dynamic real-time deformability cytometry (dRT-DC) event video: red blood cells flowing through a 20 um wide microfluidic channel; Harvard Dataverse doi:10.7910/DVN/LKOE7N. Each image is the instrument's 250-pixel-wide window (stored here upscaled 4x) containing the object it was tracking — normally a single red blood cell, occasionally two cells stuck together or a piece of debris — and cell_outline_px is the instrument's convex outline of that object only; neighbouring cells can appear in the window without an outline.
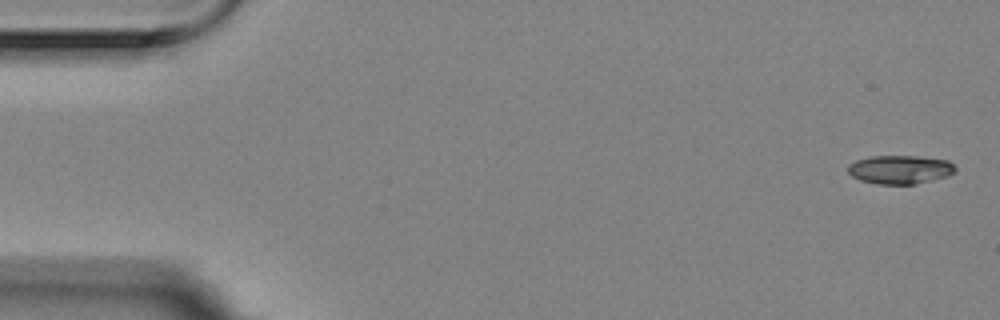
{"species": "Egyptian fruit bat (a non-hibernating species)", "species_latin": "Rousettus aegyptiacus", "temperature_condition": "room temperature", "stored_images_in_passage": 6, "camera_frame_rate_fps": 3000, "um_per_image_px": 0.085, "animal": {"sex": "female"}, "frame": {"image": 1, "passage_image": 1, "time_ms": 0.0, "image_size_px": [1000, 320], "cell_outline_px": [[956, 172], [948, 176], [916, 184], [876, 184], [860, 180], [852, 176], [848, 172], [848, 164], [856, 160], [872, 156], [916, 156], [948, 160], [956, 168]], "centroid_in_image_um": [76.5, 14.41], "position_along_channel_um": 8.5, "area_um2": 17.98}}
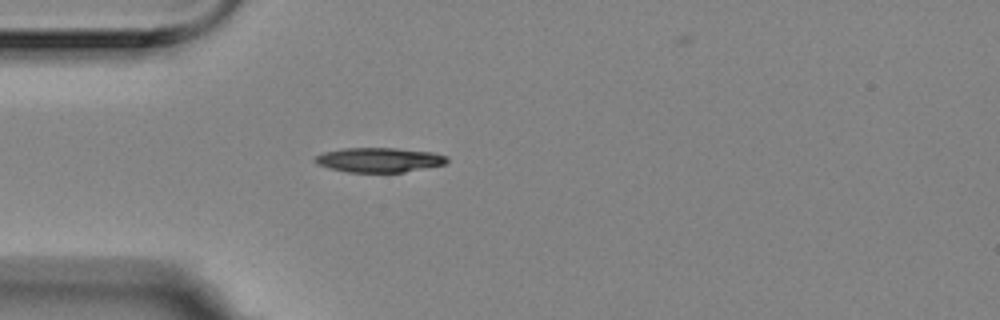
{"frame": {"image": 2, "passage_image": 5, "time_ms": 1.333, "image_size_px": [1000, 320], "cell_outline_px": [[448, 160], [444, 164], [404, 172], [348, 172], [328, 168], [316, 164], [312, 160], [316, 156], [324, 152], [344, 148], [396, 148], [432, 152], [448, 156]], "centroid_in_image_um": [32.19, 13.59], "position_along_channel_um": 52.8, "area_um2": 18.9}}